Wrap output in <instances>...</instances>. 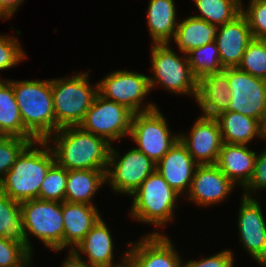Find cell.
<instances>
[{
  "label": "cell",
  "instance_id": "1",
  "mask_svg": "<svg viewBox=\"0 0 266 267\" xmlns=\"http://www.w3.org/2000/svg\"><path fill=\"white\" fill-rule=\"evenodd\" d=\"M52 151L55 162L69 170H107L111 144L82 130L79 126L62 127L55 133Z\"/></svg>",
  "mask_w": 266,
  "mask_h": 267
},
{
  "label": "cell",
  "instance_id": "2",
  "mask_svg": "<svg viewBox=\"0 0 266 267\" xmlns=\"http://www.w3.org/2000/svg\"><path fill=\"white\" fill-rule=\"evenodd\" d=\"M40 144L43 148H33ZM49 141L30 143L17 157L12 168L0 182V190L16 202L39 198V190L46 173L55 163Z\"/></svg>",
  "mask_w": 266,
  "mask_h": 267
},
{
  "label": "cell",
  "instance_id": "3",
  "mask_svg": "<svg viewBox=\"0 0 266 267\" xmlns=\"http://www.w3.org/2000/svg\"><path fill=\"white\" fill-rule=\"evenodd\" d=\"M9 82L13 86L24 128L37 141H49L55 133L51 79Z\"/></svg>",
  "mask_w": 266,
  "mask_h": 267
},
{
  "label": "cell",
  "instance_id": "4",
  "mask_svg": "<svg viewBox=\"0 0 266 267\" xmlns=\"http://www.w3.org/2000/svg\"><path fill=\"white\" fill-rule=\"evenodd\" d=\"M88 73L71 78L51 80L55 132L62 127L78 126L98 94V83L93 88Z\"/></svg>",
  "mask_w": 266,
  "mask_h": 267
},
{
  "label": "cell",
  "instance_id": "5",
  "mask_svg": "<svg viewBox=\"0 0 266 267\" xmlns=\"http://www.w3.org/2000/svg\"><path fill=\"white\" fill-rule=\"evenodd\" d=\"M24 223L27 250L32 254L28 232L40 239L47 248L64 249V219L62 202L39 198L20 203ZM28 231V232H27Z\"/></svg>",
  "mask_w": 266,
  "mask_h": 267
},
{
  "label": "cell",
  "instance_id": "6",
  "mask_svg": "<svg viewBox=\"0 0 266 267\" xmlns=\"http://www.w3.org/2000/svg\"><path fill=\"white\" fill-rule=\"evenodd\" d=\"M131 217L141 222L162 226L173 220L178 194L155 170L132 194Z\"/></svg>",
  "mask_w": 266,
  "mask_h": 267
},
{
  "label": "cell",
  "instance_id": "7",
  "mask_svg": "<svg viewBox=\"0 0 266 267\" xmlns=\"http://www.w3.org/2000/svg\"><path fill=\"white\" fill-rule=\"evenodd\" d=\"M170 48L169 43H152L151 63L155 76L149 77L151 89L160 83L171 92L193 94L196 98L198 79L191 71L187 55L181 61V58Z\"/></svg>",
  "mask_w": 266,
  "mask_h": 267
},
{
  "label": "cell",
  "instance_id": "8",
  "mask_svg": "<svg viewBox=\"0 0 266 267\" xmlns=\"http://www.w3.org/2000/svg\"><path fill=\"white\" fill-rule=\"evenodd\" d=\"M133 114L126 106L106 99L98 93L78 126L111 144L110 141L130 134Z\"/></svg>",
  "mask_w": 266,
  "mask_h": 267
},
{
  "label": "cell",
  "instance_id": "9",
  "mask_svg": "<svg viewBox=\"0 0 266 267\" xmlns=\"http://www.w3.org/2000/svg\"><path fill=\"white\" fill-rule=\"evenodd\" d=\"M144 153L155 164L163 158L179 135H171L165 117L156 108L152 111L134 113L129 134Z\"/></svg>",
  "mask_w": 266,
  "mask_h": 267
},
{
  "label": "cell",
  "instance_id": "10",
  "mask_svg": "<svg viewBox=\"0 0 266 267\" xmlns=\"http://www.w3.org/2000/svg\"><path fill=\"white\" fill-rule=\"evenodd\" d=\"M231 100L226 111L241 113L266 125V80L237 67L227 68Z\"/></svg>",
  "mask_w": 266,
  "mask_h": 267
},
{
  "label": "cell",
  "instance_id": "11",
  "mask_svg": "<svg viewBox=\"0 0 266 267\" xmlns=\"http://www.w3.org/2000/svg\"><path fill=\"white\" fill-rule=\"evenodd\" d=\"M151 91L149 76L118 70L107 75L98 83V93L104 98L126 106L133 113L148 112L156 105L141 107L143 98ZM141 108V109H140Z\"/></svg>",
  "mask_w": 266,
  "mask_h": 267
},
{
  "label": "cell",
  "instance_id": "12",
  "mask_svg": "<svg viewBox=\"0 0 266 267\" xmlns=\"http://www.w3.org/2000/svg\"><path fill=\"white\" fill-rule=\"evenodd\" d=\"M118 154L111 145L106 181L114 191L132 195L156 170V164L136 147L127 151L121 158H118Z\"/></svg>",
  "mask_w": 266,
  "mask_h": 267
},
{
  "label": "cell",
  "instance_id": "13",
  "mask_svg": "<svg viewBox=\"0 0 266 267\" xmlns=\"http://www.w3.org/2000/svg\"><path fill=\"white\" fill-rule=\"evenodd\" d=\"M242 198L238 215L241 243L256 262L266 267V222L261 206L252 196Z\"/></svg>",
  "mask_w": 266,
  "mask_h": 267
},
{
  "label": "cell",
  "instance_id": "14",
  "mask_svg": "<svg viewBox=\"0 0 266 267\" xmlns=\"http://www.w3.org/2000/svg\"><path fill=\"white\" fill-rule=\"evenodd\" d=\"M179 135L180 141L199 165L217 163L223 140L216 118L201 115L188 137L185 134Z\"/></svg>",
  "mask_w": 266,
  "mask_h": 267
},
{
  "label": "cell",
  "instance_id": "15",
  "mask_svg": "<svg viewBox=\"0 0 266 267\" xmlns=\"http://www.w3.org/2000/svg\"><path fill=\"white\" fill-rule=\"evenodd\" d=\"M127 252L129 267H182L183 264L170 239L159 232L145 236Z\"/></svg>",
  "mask_w": 266,
  "mask_h": 267
},
{
  "label": "cell",
  "instance_id": "16",
  "mask_svg": "<svg viewBox=\"0 0 266 267\" xmlns=\"http://www.w3.org/2000/svg\"><path fill=\"white\" fill-rule=\"evenodd\" d=\"M199 164L189 154L187 147L178 139L161 160L156 170L178 194L189 191L195 170ZM185 190V191H184Z\"/></svg>",
  "mask_w": 266,
  "mask_h": 267
},
{
  "label": "cell",
  "instance_id": "17",
  "mask_svg": "<svg viewBox=\"0 0 266 267\" xmlns=\"http://www.w3.org/2000/svg\"><path fill=\"white\" fill-rule=\"evenodd\" d=\"M235 184L216 164L198 165L188 191L189 199L199 205H211L224 200Z\"/></svg>",
  "mask_w": 266,
  "mask_h": 267
},
{
  "label": "cell",
  "instance_id": "18",
  "mask_svg": "<svg viewBox=\"0 0 266 267\" xmlns=\"http://www.w3.org/2000/svg\"><path fill=\"white\" fill-rule=\"evenodd\" d=\"M253 39L246 18L240 14L232 22L219 26L215 39L222 67H238L249 42Z\"/></svg>",
  "mask_w": 266,
  "mask_h": 267
},
{
  "label": "cell",
  "instance_id": "19",
  "mask_svg": "<svg viewBox=\"0 0 266 267\" xmlns=\"http://www.w3.org/2000/svg\"><path fill=\"white\" fill-rule=\"evenodd\" d=\"M231 100V89L227 68L222 71L203 75L198 79L196 102L203 110L202 116L217 117L227 110Z\"/></svg>",
  "mask_w": 266,
  "mask_h": 267
},
{
  "label": "cell",
  "instance_id": "20",
  "mask_svg": "<svg viewBox=\"0 0 266 267\" xmlns=\"http://www.w3.org/2000/svg\"><path fill=\"white\" fill-rule=\"evenodd\" d=\"M113 239L109 229L102 218L91 228L78 246L75 253L82 252L87 255L88 262L97 267H125L128 265V252H125L122 262L113 265Z\"/></svg>",
  "mask_w": 266,
  "mask_h": 267
},
{
  "label": "cell",
  "instance_id": "21",
  "mask_svg": "<svg viewBox=\"0 0 266 267\" xmlns=\"http://www.w3.org/2000/svg\"><path fill=\"white\" fill-rule=\"evenodd\" d=\"M94 205L62 202L64 219V248L72 247L73 251L91 228L101 219Z\"/></svg>",
  "mask_w": 266,
  "mask_h": 267
},
{
  "label": "cell",
  "instance_id": "22",
  "mask_svg": "<svg viewBox=\"0 0 266 267\" xmlns=\"http://www.w3.org/2000/svg\"><path fill=\"white\" fill-rule=\"evenodd\" d=\"M256 156L247 145L223 143L216 165L234 184L245 188L253 176Z\"/></svg>",
  "mask_w": 266,
  "mask_h": 267
},
{
  "label": "cell",
  "instance_id": "23",
  "mask_svg": "<svg viewBox=\"0 0 266 267\" xmlns=\"http://www.w3.org/2000/svg\"><path fill=\"white\" fill-rule=\"evenodd\" d=\"M215 118L220 126L223 143L246 145L255 136L266 139L265 126L253 117L224 111Z\"/></svg>",
  "mask_w": 266,
  "mask_h": 267
},
{
  "label": "cell",
  "instance_id": "24",
  "mask_svg": "<svg viewBox=\"0 0 266 267\" xmlns=\"http://www.w3.org/2000/svg\"><path fill=\"white\" fill-rule=\"evenodd\" d=\"M174 0H150L147 24L153 44L169 43L177 30Z\"/></svg>",
  "mask_w": 266,
  "mask_h": 267
},
{
  "label": "cell",
  "instance_id": "25",
  "mask_svg": "<svg viewBox=\"0 0 266 267\" xmlns=\"http://www.w3.org/2000/svg\"><path fill=\"white\" fill-rule=\"evenodd\" d=\"M107 170H69L65 201L93 205L91 198L106 181Z\"/></svg>",
  "mask_w": 266,
  "mask_h": 267
},
{
  "label": "cell",
  "instance_id": "26",
  "mask_svg": "<svg viewBox=\"0 0 266 267\" xmlns=\"http://www.w3.org/2000/svg\"><path fill=\"white\" fill-rule=\"evenodd\" d=\"M218 29L219 26L217 25L190 16L178 23L173 39L180 51L187 54L195 48H199L215 41Z\"/></svg>",
  "mask_w": 266,
  "mask_h": 267
},
{
  "label": "cell",
  "instance_id": "27",
  "mask_svg": "<svg viewBox=\"0 0 266 267\" xmlns=\"http://www.w3.org/2000/svg\"><path fill=\"white\" fill-rule=\"evenodd\" d=\"M0 135L37 141L25 128L12 84L0 80Z\"/></svg>",
  "mask_w": 266,
  "mask_h": 267
},
{
  "label": "cell",
  "instance_id": "28",
  "mask_svg": "<svg viewBox=\"0 0 266 267\" xmlns=\"http://www.w3.org/2000/svg\"><path fill=\"white\" fill-rule=\"evenodd\" d=\"M20 203L0 190V237L23 245L27 249Z\"/></svg>",
  "mask_w": 266,
  "mask_h": 267
},
{
  "label": "cell",
  "instance_id": "29",
  "mask_svg": "<svg viewBox=\"0 0 266 267\" xmlns=\"http://www.w3.org/2000/svg\"><path fill=\"white\" fill-rule=\"evenodd\" d=\"M200 15L199 19L210 24L222 26L232 22L241 14V5L238 0H194Z\"/></svg>",
  "mask_w": 266,
  "mask_h": 267
},
{
  "label": "cell",
  "instance_id": "30",
  "mask_svg": "<svg viewBox=\"0 0 266 267\" xmlns=\"http://www.w3.org/2000/svg\"><path fill=\"white\" fill-rule=\"evenodd\" d=\"M191 71L197 79L203 75L222 71L220 54L216 41L195 48L187 54Z\"/></svg>",
  "mask_w": 266,
  "mask_h": 267
},
{
  "label": "cell",
  "instance_id": "31",
  "mask_svg": "<svg viewBox=\"0 0 266 267\" xmlns=\"http://www.w3.org/2000/svg\"><path fill=\"white\" fill-rule=\"evenodd\" d=\"M237 68L266 80V40L253 38Z\"/></svg>",
  "mask_w": 266,
  "mask_h": 267
},
{
  "label": "cell",
  "instance_id": "32",
  "mask_svg": "<svg viewBox=\"0 0 266 267\" xmlns=\"http://www.w3.org/2000/svg\"><path fill=\"white\" fill-rule=\"evenodd\" d=\"M67 176L68 170L55 162L47 171L41 184L39 199L64 202Z\"/></svg>",
  "mask_w": 266,
  "mask_h": 267
},
{
  "label": "cell",
  "instance_id": "33",
  "mask_svg": "<svg viewBox=\"0 0 266 267\" xmlns=\"http://www.w3.org/2000/svg\"><path fill=\"white\" fill-rule=\"evenodd\" d=\"M30 143L28 139L20 137L0 136V182L12 168L17 157Z\"/></svg>",
  "mask_w": 266,
  "mask_h": 267
},
{
  "label": "cell",
  "instance_id": "34",
  "mask_svg": "<svg viewBox=\"0 0 266 267\" xmlns=\"http://www.w3.org/2000/svg\"><path fill=\"white\" fill-rule=\"evenodd\" d=\"M241 6V14L246 18L252 37L266 40V0H250L247 10Z\"/></svg>",
  "mask_w": 266,
  "mask_h": 267
},
{
  "label": "cell",
  "instance_id": "35",
  "mask_svg": "<svg viewBox=\"0 0 266 267\" xmlns=\"http://www.w3.org/2000/svg\"><path fill=\"white\" fill-rule=\"evenodd\" d=\"M31 256L23 245L0 237V267H21Z\"/></svg>",
  "mask_w": 266,
  "mask_h": 267
},
{
  "label": "cell",
  "instance_id": "36",
  "mask_svg": "<svg viewBox=\"0 0 266 267\" xmlns=\"http://www.w3.org/2000/svg\"><path fill=\"white\" fill-rule=\"evenodd\" d=\"M25 57L17 38L0 35V70L15 66Z\"/></svg>",
  "mask_w": 266,
  "mask_h": 267
},
{
  "label": "cell",
  "instance_id": "37",
  "mask_svg": "<svg viewBox=\"0 0 266 267\" xmlns=\"http://www.w3.org/2000/svg\"><path fill=\"white\" fill-rule=\"evenodd\" d=\"M261 188L266 189V149L256 156L254 173L251 180L244 188V190H246L243 192V196L251 197L250 191H257Z\"/></svg>",
  "mask_w": 266,
  "mask_h": 267
},
{
  "label": "cell",
  "instance_id": "38",
  "mask_svg": "<svg viewBox=\"0 0 266 267\" xmlns=\"http://www.w3.org/2000/svg\"><path fill=\"white\" fill-rule=\"evenodd\" d=\"M233 257V253L230 250H224L202 260L188 261L184 263L185 265L182 264V267H233Z\"/></svg>",
  "mask_w": 266,
  "mask_h": 267
},
{
  "label": "cell",
  "instance_id": "39",
  "mask_svg": "<svg viewBox=\"0 0 266 267\" xmlns=\"http://www.w3.org/2000/svg\"><path fill=\"white\" fill-rule=\"evenodd\" d=\"M24 0H0V17L6 20L8 17H11L12 14L16 11L18 6Z\"/></svg>",
  "mask_w": 266,
  "mask_h": 267
},
{
  "label": "cell",
  "instance_id": "40",
  "mask_svg": "<svg viewBox=\"0 0 266 267\" xmlns=\"http://www.w3.org/2000/svg\"><path fill=\"white\" fill-rule=\"evenodd\" d=\"M69 256L64 261L62 267H97L94 265H91L89 262H84V259L82 261L81 255L79 253H75L74 251L70 250Z\"/></svg>",
  "mask_w": 266,
  "mask_h": 267
},
{
  "label": "cell",
  "instance_id": "41",
  "mask_svg": "<svg viewBox=\"0 0 266 267\" xmlns=\"http://www.w3.org/2000/svg\"><path fill=\"white\" fill-rule=\"evenodd\" d=\"M30 261H31V258L26 263H24L21 267H29Z\"/></svg>",
  "mask_w": 266,
  "mask_h": 267
},
{
  "label": "cell",
  "instance_id": "42",
  "mask_svg": "<svg viewBox=\"0 0 266 267\" xmlns=\"http://www.w3.org/2000/svg\"><path fill=\"white\" fill-rule=\"evenodd\" d=\"M238 2H239V4L242 6L243 3L241 2V0H238Z\"/></svg>",
  "mask_w": 266,
  "mask_h": 267
}]
</instances>
